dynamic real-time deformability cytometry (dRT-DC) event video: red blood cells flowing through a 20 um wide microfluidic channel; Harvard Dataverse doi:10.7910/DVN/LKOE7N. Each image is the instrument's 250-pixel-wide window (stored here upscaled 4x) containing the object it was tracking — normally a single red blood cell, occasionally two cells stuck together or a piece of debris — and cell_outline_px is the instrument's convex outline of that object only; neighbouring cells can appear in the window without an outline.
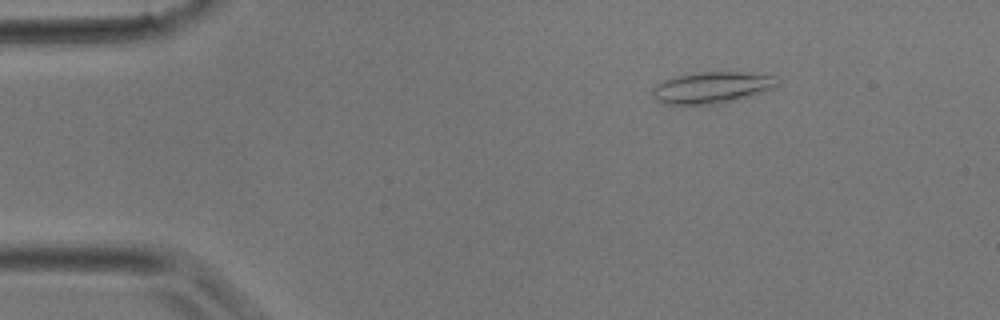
{"species": "common noctule bat (a hibernating species)", "species_latin": "Nyctalus noctula", "temperature_condition": "room temperature", "stored_images_in_passage": 5, "camera_frame_rate_fps": 3000, "um_per_image_px": 0.085, "animal": {"sex": "male", "body_mass_g": 17.9}, "frame": {"image": 1, "passage_image": 2, "time_ms": 0.333, "image_size_px": [1000, 320], "cell_outline_px": [[776, 84], [772, 88], [724, 104], [664, 104], [656, 100], [652, 96], [652, 88], [656, 84], [672, 76], [700, 72], [740, 72], [776, 76]], "centroid_in_image_um": [60.42, 7.45], "position_along_channel_um": 24.6, "area_um2": 22.83}}